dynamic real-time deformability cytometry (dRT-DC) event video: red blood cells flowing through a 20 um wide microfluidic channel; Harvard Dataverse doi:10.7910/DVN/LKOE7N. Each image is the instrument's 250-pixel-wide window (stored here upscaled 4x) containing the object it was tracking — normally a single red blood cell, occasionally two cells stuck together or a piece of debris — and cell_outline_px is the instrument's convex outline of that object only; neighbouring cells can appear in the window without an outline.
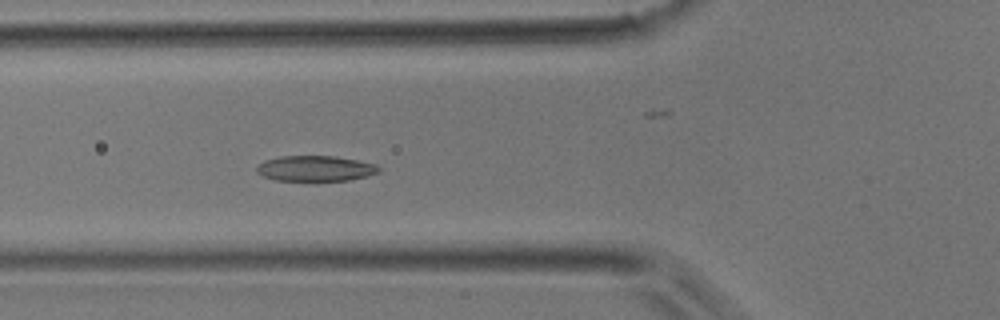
{"species": "common noctule bat (a hibernating species)", "species_latin": "Nyctalus noctula", "temperature_condition": "room temperature", "stored_images_in_passage": 42, "camera_frame_rate_fps": 3000, "um_per_image_px": 0.085, "animal": {"sex": "male", "body_mass_g": 17.9}, "frame": {"image": 1, "passage_image": 13, "time_ms": 4.0, "image_size_px": [1000, 320], "cell_outline_px": [[380, 172], [368, 176], [348, 180], [312, 184], [276, 180], [264, 176], [256, 172], [256, 168], [264, 160], [280, 156], [336, 156], [376, 164], [380, 168]], "centroid_in_image_um": [26.81, 14.37], "position_along_channel_um": 99.0, "area_um2": 19.07}}
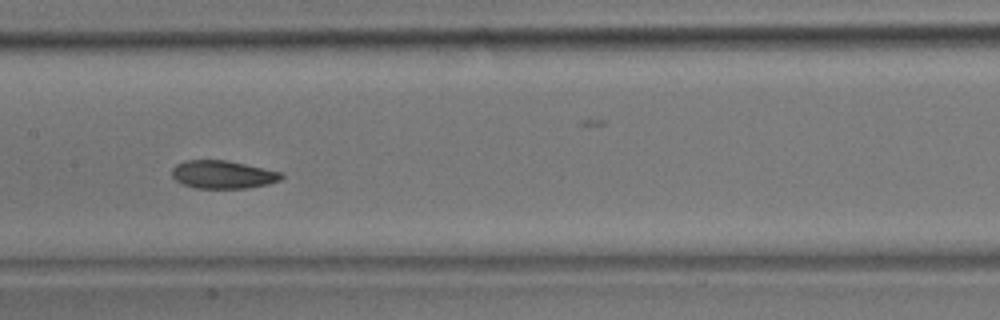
{"frame": {"image": 2, "passage_image": 19, "time_ms": 6.0, "image_size_px": [1000, 320], "cell_outline_px": [[284, 176], [280, 180], [268, 184], [248, 188], [196, 188], [180, 184], [172, 176], [172, 168], [176, 164], [184, 160], [228, 160], [280, 172]], "centroid_in_image_um": [18.9, 14.83], "position_along_channel_um": 188.5, "area_um2": 17.92}}
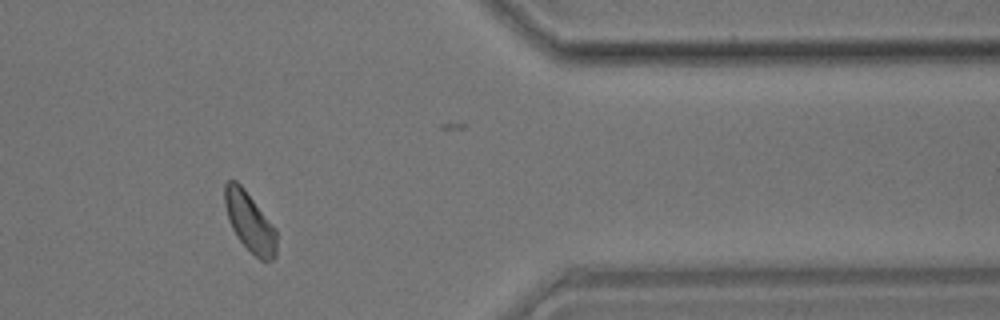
{"frame": {"image": 3, "passage_image": 34, "time_ms": 11.0, "image_size_px": [1000, 320], "cell_outline_px": [[276, 256], [272, 260], [260, 260], [236, 236], [228, 220], [224, 204], [224, 184], [228, 180], [236, 180], [244, 188], [276, 228]], "centroid_in_image_um": [21.21, 18.84], "position_along_channel_um": 390.2, "area_um2": 17.92}}